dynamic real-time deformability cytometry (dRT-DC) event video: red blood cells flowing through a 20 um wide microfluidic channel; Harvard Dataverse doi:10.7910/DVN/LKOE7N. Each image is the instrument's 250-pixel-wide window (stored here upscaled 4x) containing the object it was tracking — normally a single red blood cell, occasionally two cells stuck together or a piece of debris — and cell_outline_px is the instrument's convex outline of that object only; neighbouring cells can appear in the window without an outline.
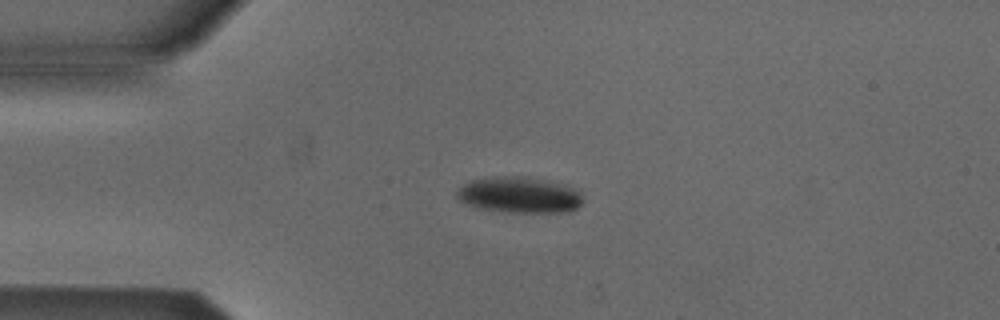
{"species": "Egyptian fruit bat (a non-hibernating species)", "species_latin": "Rousettus aegyptiacus", "temperature_condition": "cold", "stored_images_in_passage": 5, "camera_frame_rate_fps": 3000, "um_per_image_px": 0.085, "animal": {"sex": "male"}, "frame": {"image": 1, "passage_image": 2, "time_ms": 2.0, "image_size_px": [1000, 320], "cell_outline_px": [[580, 204], [576, 208], [568, 212], [504, 212], [476, 208], [460, 200], [456, 196], [456, 192], [464, 184], [472, 180], [496, 176], [528, 176], [548, 180], [572, 188], [580, 192]], "centroid_in_image_um": [44.11, 16.57], "position_along_channel_um": 40.9, "area_um2": 26.36}}
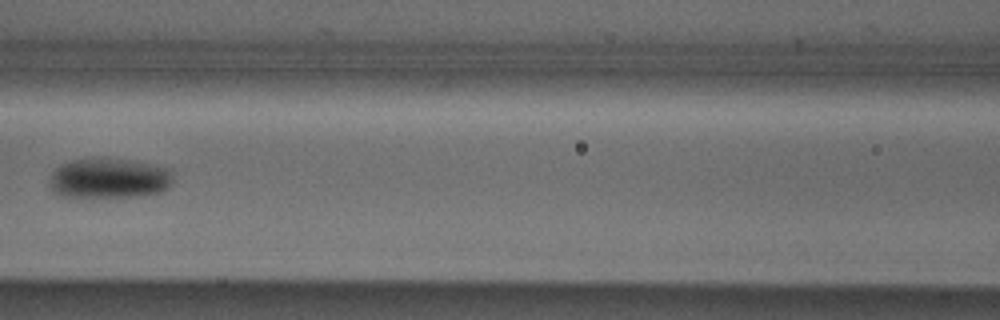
{"frame": {"image": 2, "passage_image": 5, "time_ms": 5.667, "image_size_px": [1000, 320], "cell_outline_px": [[172, 180], [168, 188], [164, 192], [132, 196], [64, 196], [56, 192], [48, 184], [52, 172], [56, 168], [72, 160], [108, 156], [136, 160], [172, 168]], "centroid_in_image_um": [9.34, 15.1], "position_along_channel_um": 157.3, "area_um2": 29.3}}